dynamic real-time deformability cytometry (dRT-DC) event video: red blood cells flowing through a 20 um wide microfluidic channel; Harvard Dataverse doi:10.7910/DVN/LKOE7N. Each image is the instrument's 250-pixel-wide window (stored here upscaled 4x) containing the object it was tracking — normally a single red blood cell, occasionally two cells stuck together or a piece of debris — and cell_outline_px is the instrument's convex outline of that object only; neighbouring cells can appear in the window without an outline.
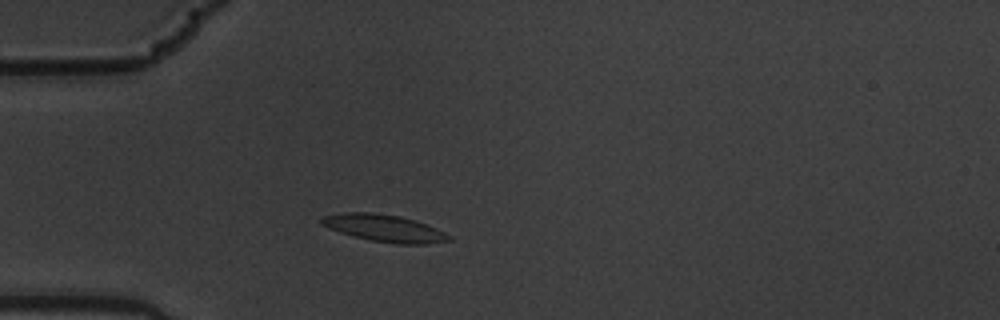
{"species": "common noctule bat (a hibernating species)", "species_latin": "Nyctalus noctula", "temperature_condition": "warm", "stored_images_in_passage": 6, "camera_frame_rate_fps": 3000, "um_per_image_px": 0.085, "animal": {"sex": "male", "body_mass_g": 19.5, "forearm_length_mm": 54.6}, "frame": {"image": 1, "passage_image": 2, "time_ms": 0.333, "image_size_px": [1000, 320], "cell_outline_px": [[452, 240], [428, 244], [396, 244], [372, 240], [352, 236], [328, 228], [320, 224], [320, 216], [344, 212], [368, 212], [400, 216], [416, 220], [436, 228], [452, 236]], "centroid_in_image_um": [32.65, 19.39], "position_along_channel_um": 52.3, "area_um2": 20.29}}
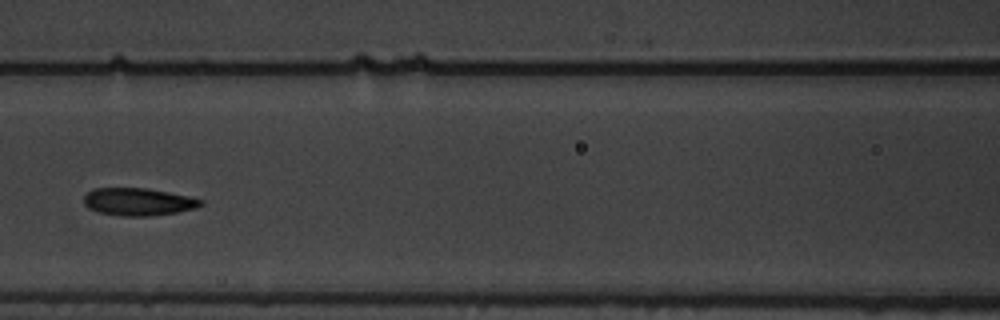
{"frame": {"image": 2, "passage_image": 5, "time_ms": 1.333, "image_size_px": [1000, 320], "cell_outline_px": [[204, 204], [196, 208], [176, 212], [148, 216], [124, 216], [100, 212], [88, 208], [84, 204], [84, 196], [92, 188], [144, 188], [168, 192], [188, 196], [204, 200]], "centroid_in_image_um": [11.75, 17.14], "position_along_channel_um": 154.8, "area_um2": 18.67}}
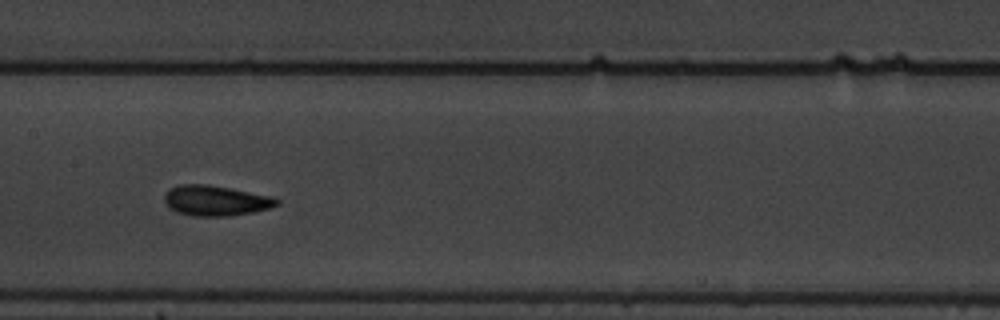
{"frame": {"image": 3, "passage_image": 6, "time_ms": 1.667, "image_size_px": [1000, 320], "cell_outline_px": [[280, 204], [272, 208], [256, 212], [228, 216], [192, 216], [176, 212], [164, 200], [164, 192], [168, 188], [180, 184], [208, 184], [272, 196], [280, 200]], "centroid_in_image_um": [18.36, 17.05], "position_along_channel_um": 189.0, "area_um2": 20.11}}